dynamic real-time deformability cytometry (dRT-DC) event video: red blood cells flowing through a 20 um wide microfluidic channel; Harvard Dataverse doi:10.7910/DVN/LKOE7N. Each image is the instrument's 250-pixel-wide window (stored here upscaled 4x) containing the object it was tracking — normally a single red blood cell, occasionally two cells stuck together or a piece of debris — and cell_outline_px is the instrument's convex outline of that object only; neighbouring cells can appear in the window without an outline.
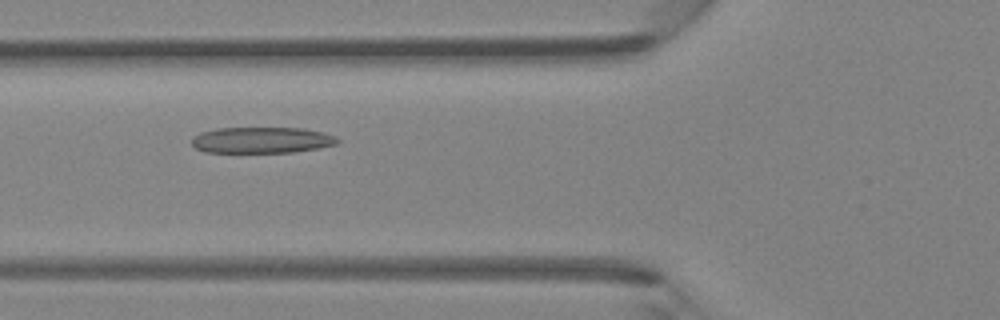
{"species": "Egyptian fruit bat (a non-hibernating species)", "species_latin": "Rousettus aegyptiacus", "temperature_condition": "room temperature", "stored_images_in_passage": 32, "camera_frame_rate_fps": 3000, "um_per_image_px": 0.085, "animal": {"sex": "female"}, "frame": {"image": 1, "passage_image": 4, "time_ms": 1.0, "image_size_px": [1000, 320], "cell_outline_px": [[340, 140], [336, 144], [316, 148], [292, 152], [204, 152], [196, 148], [192, 144], [192, 136], [200, 132], [216, 128], [304, 128], [336, 136]], "centroid_in_image_um": [22.2, 11.9], "position_along_channel_um": 103.6, "area_um2": 22.08}}
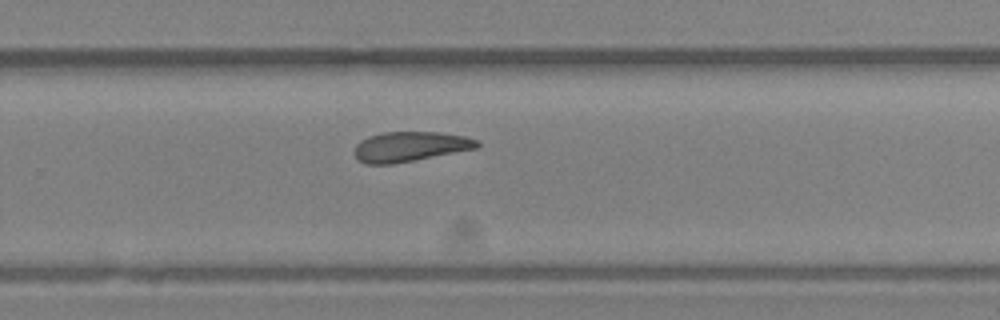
{"frame": {"image": 2, "passage_image": 17, "time_ms": 5.333, "image_size_px": [1000, 320], "cell_outline_px": [[480, 144], [476, 148], [392, 164], [368, 164], [360, 160], [352, 152], [356, 144], [360, 140], [368, 136], [380, 132], [440, 132], [464, 136], [476, 140]], "centroid_in_image_um": [34.79, 12.44], "position_along_channel_um": 295.0, "area_um2": 21.21}}
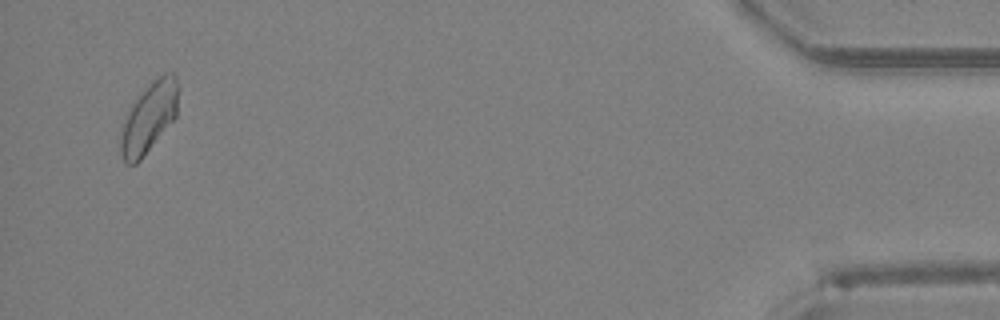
{"frame": {"image": 3, "passage_image": 31, "time_ms": 10.0, "image_size_px": [1000, 320], "cell_outline_px": [[176, 116], [140, 160], [136, 164], [124, 164], [120, 156], [120, 124], [128, 108], [136, 96], [152, 80], [164, 72], [172, 72], [176, 76]], "centroid_in_image_um": [12.57, 10.0], "position_along_channel_um": 422.6, "area_um2": 23.76}}